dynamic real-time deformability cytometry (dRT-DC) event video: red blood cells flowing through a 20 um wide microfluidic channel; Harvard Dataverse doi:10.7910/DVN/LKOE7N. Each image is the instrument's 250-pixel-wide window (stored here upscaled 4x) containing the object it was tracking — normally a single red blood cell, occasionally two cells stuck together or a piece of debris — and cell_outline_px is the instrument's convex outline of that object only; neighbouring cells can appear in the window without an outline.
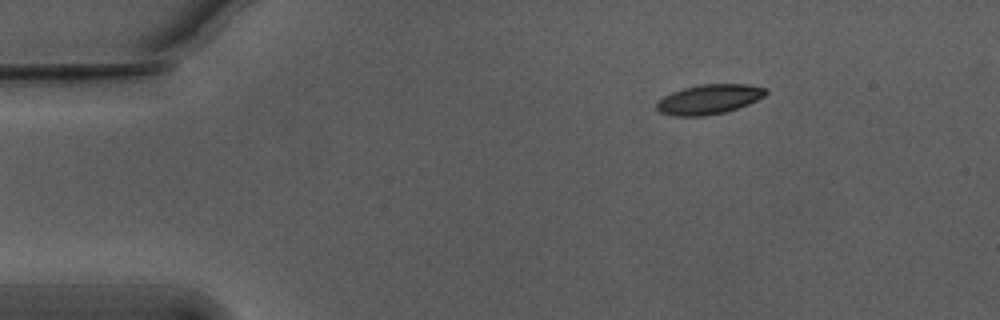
{"species": "Egyptian fruit bat (a non-hibernating species)", "species_latin": "Rousettus aegyptiacus", "temperature_condition": "warm", "stored_images_in_passage": 46, "camera_frame_rate_fps": 3000, "um_per_image_px": 0.085, "animal": {"sex": "male"}, "frame": {"image": 1, "passage_image": 1, "time_ms": 0.0, "image_size_px": [1000, 320], "cell_outline_px": [[768, 92], [764, 96], [748, 104], [724, 112], [704, 116], [672, 116], [660, 112], [656, 108], [656, 100], [672, 92], [684, 88], [700, 84], [744, 84], [768, 88]], "centroid_in_image_um": [60.24, 8.44], "position_along_channel_um": 24.8, "area_um2": 18.9}}
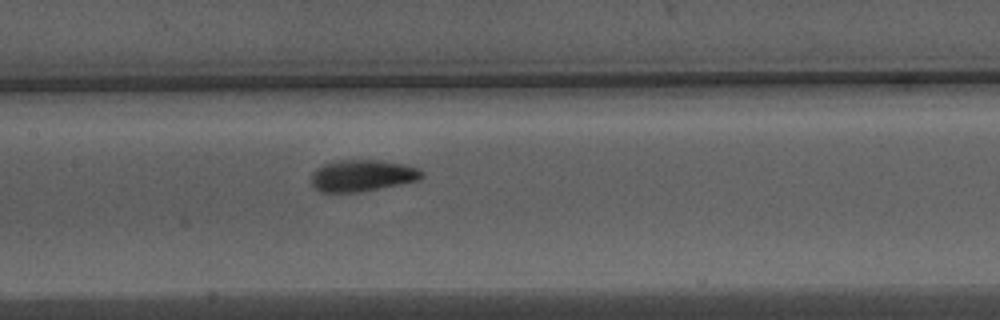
{"frame": {"image": 2, "passage_image": 19, "time_ms": 6.0, "image_size_px": [1000, 320], "cell_outline_px": [[424, 176], [416, 180], [360, 192], [320, 192], [312, 184], [312, 172], [316, 168], [332, 160], [380, 160], [404, 164], [416, 168], [424, 172]], "centroid_in_image_um": [30.75, 14.91], "position_along_channel_um": 176.6, "area_um2": 20.23}}
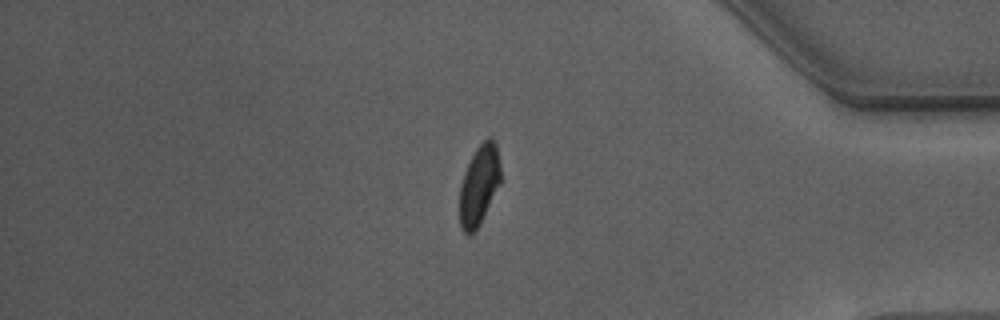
{"frame": {"image": 3, "passage_image": 39, "time_ms": 12.667, "image_size_px": [1000, 320], "cell_outline_px": [[500, 184], [476, 228], [472, 232], [464, 232], [460, 224], [460, 184], [464, 172], [476, 148], [488, 136], [496, 144], [500, 164]], "centroid_in_image_um": [40.72, 15.67], "position_along_channel_um": 394.5, "area_um2": 18.5}, "authors_computed_cell_mechanics": {"area_um2": 19.5075, "velocity_mm_per_s": 3.7308, "shape_relaxation_time_tau1_ms": 4.2586, "shape_relaxation_time_tau2_ms": 1.5743, "deformation_change_tau1": 0.1755, "deformation_change_tau2": 0.0763}}